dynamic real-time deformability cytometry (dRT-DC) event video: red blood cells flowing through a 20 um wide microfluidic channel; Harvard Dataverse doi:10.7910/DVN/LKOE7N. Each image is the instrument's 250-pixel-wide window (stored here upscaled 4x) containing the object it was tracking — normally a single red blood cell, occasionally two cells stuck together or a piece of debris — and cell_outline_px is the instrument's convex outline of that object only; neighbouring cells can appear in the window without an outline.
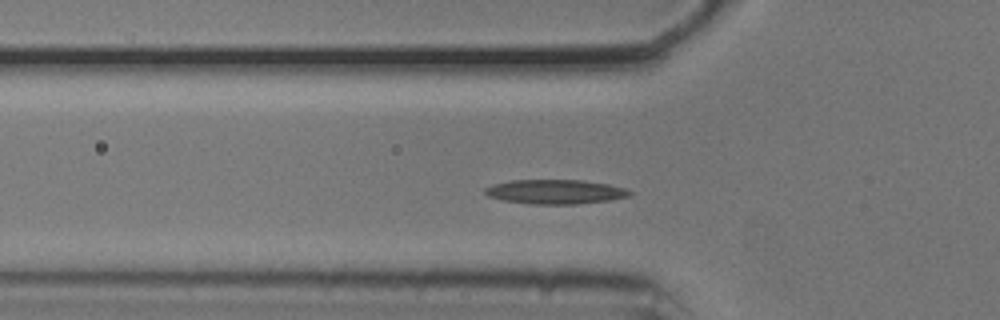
{"species": "common noctule bat (a hibernating species)", "species_latin": "Nyctalus noctula", "temperature_condition": "cold", "stored_images_in_passage": 40, "camera_frame_rate_fps": 3000, "um_per_image_px": 0.085, "animal": {"sex": "male", "body_mass_g": 20.5, "forearm_length_mm": 52.5}, "frame": {"image": 1, "passage_image": 3, "time_ms": 0.667, "image_size_px": [1000, 320], "cell_outline_px": [[632, 192], [628, 196], [608, 200], [576, 204], [536, 204], [504, 200], [488, 196], [484, 192], [484, 188], [492, 184], [512, 180], [580, 180], [608, 184], [624, 188]], "centroid_in_image_um": [47.16, 16.29], "position_along_channel_um": 78.6, "area_um2": 20.29}}
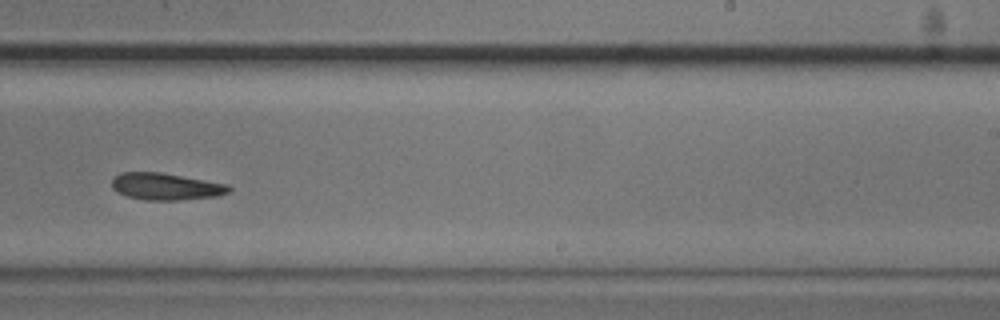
{"frame": {"image": 2, "passage_image": 19, "time_ms": 6.0, "image_size_px": [1000, 320], "cell_outline_px": [[232, 188], [228, 192], [220, 196], [180, 200], [144, 200], [128, 196], [116, 192], [112, 188], [112, 176], [120, 172], [160, 172], [228, 184]], "centroid_in_image_um": [14.08, 15.85], "position_along_channel_um": 274.9, "area_um2": 18.55}}
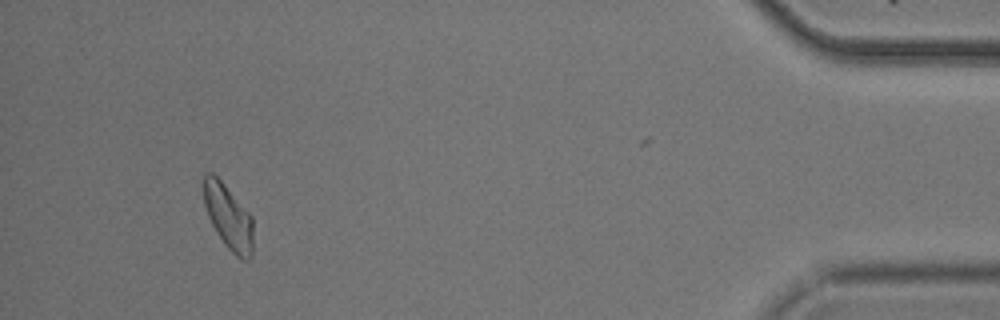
{"frame": {"image": 3, "passage_image": 36, "time_ms": 11.667, "image_size_px": [1000, 320], "cell_outline_px": [[252, 256], [248, 260], [240, 260], [224, 244], [216, 232], [208, 216], [204, 204], [204, 176], [208, 172], [212, 172], [224, 184], [252, 216]], "centroid_in_image_um": [19.42, 18.47], "position_along_channel_um": 415.8, "area_um2": 18.5}}